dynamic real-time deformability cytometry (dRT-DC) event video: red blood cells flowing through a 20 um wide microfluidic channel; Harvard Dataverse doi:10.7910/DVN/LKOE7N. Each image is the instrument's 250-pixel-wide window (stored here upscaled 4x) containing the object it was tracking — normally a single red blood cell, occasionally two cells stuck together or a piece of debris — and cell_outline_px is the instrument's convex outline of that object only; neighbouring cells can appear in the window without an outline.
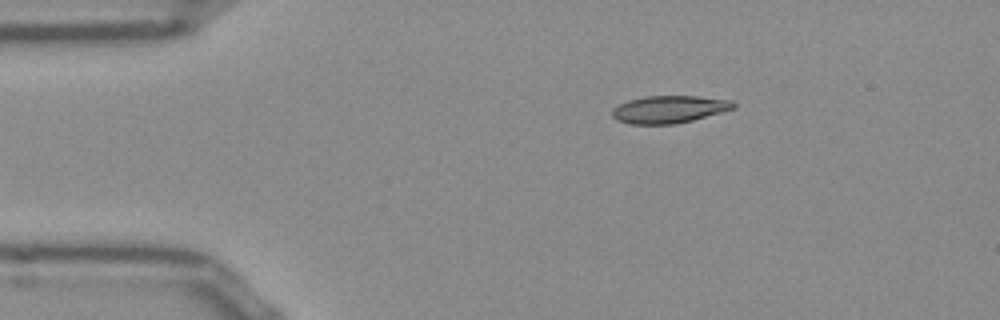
{"species": "Egyptian fruit bat (a non-hibernating species)", "species_latin": "Rousettus aegyptiacus", "temperature_condition": "room temperature", "stored_images_in_passage": 44, "camera_frame_rate_fps": 3000, "um_per_image_px": 0.085, "frame": {"image": 1, "passage_image": 1, "time_ms": 0.0, "image_size_px": [1000, 320], "cell_outline_px": [[736, 108], [692, 120], [672, 124], [628, 124], [616, 120], [612, 116], [612, 108], [628, 100], [648, 96], [696, 96], [732, 100], [736, 104]], "centroid_in_image_um": [56.87, 9.29], "position_along_channel_um": 28.1, "area_um2": 19.36}}
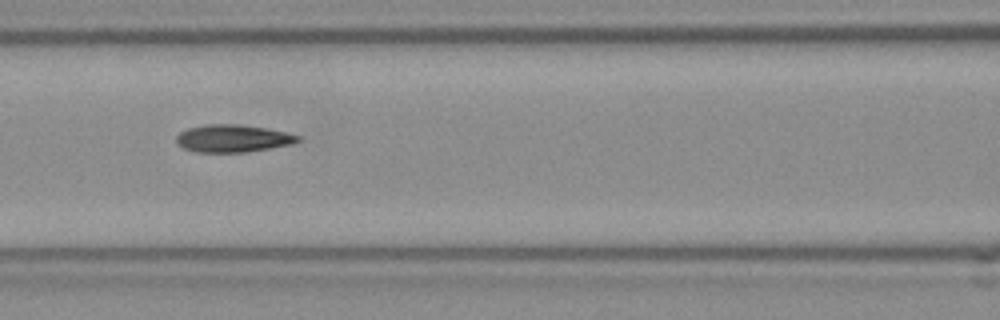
{"frame": {"image": 2, "passage_image": 14, "time_ms": 4.333, "image_size_px": [1000, 320], "cell_outline_px": [[300, 140], [292, 144], [244, 152], [196, 152], [184, 148], [176, 140], [176, 136], [180, 132], [188, 128], [208, 124], [240, 124], [268, 128], [300, 136]], "centroid_in_image_um": [19.79, 11.75], "position_along_channel_um": 146.8, "area_um2": 19.31}}
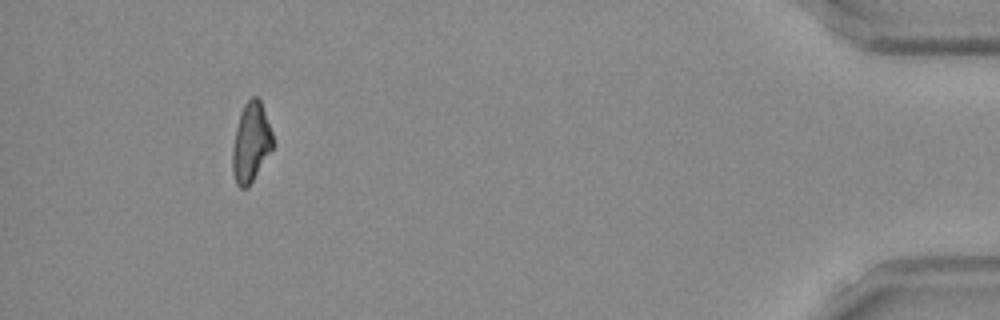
{"frame": {"image": 3, "passage_image": 40, "time_ms": 13.0, "image_size_px": [1000, 320], "cell_outline_px": [[272, 148], [248, 188], [240, 188], [236, 184], [232, 172], [232, 148], [236, 128], [240, 112], [244, 104], [252, 96], [256, 96], [260, 100], [272, 132]], "centroid_in_image_um": [21.3, 12.12], "position_along_channel_um": 413.9, "area_um2": 18.5}, "authors_computed_cell_mechanics": {"area_um2": 19.2474, "velocity_mm_per_s": 3.8889, "shape_relaxation_time_tau1_ms": null, "shape_relaxation_time_tau2_ms": 3.1241, "deformation_change_tau1": null, "deformation_change_tau2": 0.1059}}